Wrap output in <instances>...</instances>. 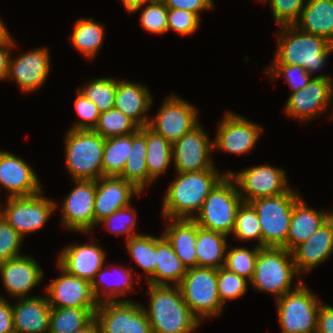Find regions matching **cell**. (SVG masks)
Here are the masks:
<instances>
[{"instance_id":"2","label":"cell","mask_w":333,"mask_h":333,"mask_svg":"<svg viewBox=\"0 0 333 333\" xmlns=\"http://www.w3.org/2000/svg\"><path fill=\"white\" fill-rule=\"evenodd\" d=\"M146 312L152 333H195L201 324L184 302L178 286L147 284ZM196 330V331H195Z\"/></svg>"},{"instance_id":"42","label":"cell","mask_w":333,"mask_h":333,"mask_svg":"<svg viewBox=\"0 0 333 333\" xmlns=\"http://www.w3.org/2000/svg\"><path fill=\"white\" fill-rule=\"evenodd\" d=\"M235 239L249 241L256 239V246L262 248V232L257 212L250 203L243 202L236 214L232 232Z\"/></svg>"},{"instance_id":"19","label":"cell","mask_w":333,"mask_h":333,"mask_svg":"<svg viewBox=\"0 0 333 333\" xmlns=\"http://www.w3.org/2000/svg\"><path fill=\"white\" fill-rule=\"evenodd\" d=\"M46 47L10 57L6 80L11 79L24 93L35 92L45 84L51 68V56Z\"/></svg>"},{"instance_id":"51","label":"cell","mask_w":333,"mask_h":333,"mask_svg":"<svg viewBox=\"0 0 333 333\" xmlns=\"http://www.w3.org/2000/svg\"><path fill=\"white\" fill-rule=\"evenodd\" d=\"M168 9H182L197 14L215 9L214 0H163Z\"/></svg>"},{"instance_id":"6","label":"cell","mask_w":333,"mask_h":333,"mask_svg":"<svg viewBox=\"0 0 333 333\" xmlns=\"http://www.w3.org/2000/svg\"><path fill=\"white\" fill-rule=\"evenodd\" d=\"M242 200L235 180L226 174L210 191L194 221L200 228L230 236Z\"/></svg>"},{"instance_id":"11","label":"cell","mask_w":333,"mask_h":333,"mask_svg":"<svg viewBox=\"0 0 333 333\" xmlns=\"http://www.w3.org/2000/svg\"><path fill=\"white\" fill-rule=\"evenodd\" d=\"M172 93L166 96L160 108L150 118L148 126L171 144L181 139L200 122L195 105Z\"/></svg>"},{"instance_id":"36","label":"cell","mask_w":333,"mask_h":333,"mask_svg":"<svg viewBox=\"0 0 333 333\" xmlns=\"http://www.w3.org/2000/svg\"><path fill=\"white\" fill-rule=\"evenodd\" d=\"M97 308H51L49 333H74L95 319Z\"/></svg>"},{"instance_id":"20","label":"cell","mask_w":333,"mask_h":333,"mask_svg":"<svg viewBox=\"0 0 333 333\" xmlns=\"http://www.w3.org/2000/svg\"><path fill=\"white\" fill-rule=\"evenodd\" d=\"M0 276L4 289L11 298L29 296L44 279L40 264L30 255H21L0 264Z\"/></svg>"},{"instance_id":"29","label":"cell","mask_w":333,"mask_h":333,"mask_svg":"<svg viewBox=\"0 0 333 333\" xmlns=\"http://www.w3.org/2000/svg\"><path fill=\"white\" fill-rule=\"evenodd\" d=\"M162 235L167 239L175 254L188 268L197 267L196 236L197 223L193 219H168ZM169 222V223H168Z\"/></svg>"},{"instance_id":"4","label":"cell","mask_w":333,"mask_h":333,"mask_svg":"<svg viewBox=\"0 0 333 333\" xmlns=\"http://www.w3.org/2000/svg\"><path fill=\"white\" fill-rule=\"evenodd\" d=\"M294 276L295 279L301 277L291 251L285 248L262 247L259 249L250 285L257 291L271 293L277 300L303 283L301 279H298L293 287Z\"/></svg>"},{"instance_id":"47","label":"cell","mask_w":333,"mask_h":333,"mask_svg":"<svg viewBox=\"0 0 333 333\" xmlns=\"http://www.w3.org/2000/svg\"><path fill=\"white\" fill-rule=\"evenodd\" d=\"M269 2L270 9L276 25H294L301 16L306 0H262Z\"/></svg>"},{"instance_id":"56","label":"cell","mask_w":333,"mask_h":333,"mask_svg":"<svg viewBox=\"0 0 333 333\" xmlns=\"http://www.w3.org/2000/svg\"><path fill=\"white\" fill-rule=\"evenodd\" d=\"M74 333H100L99 332V327L94 319L87 327L83 328L80 331L74 332Z\"/></svg>"},{"instance_id":"14","label":"cell","mask_w":333,"mask_h":333,"mask_svg":"<svg viewBox=\"0 0 333 333\" xmlns=\"http://www.w3.org/2000/svg\"><path fill=\"white\" fill-rule=\"evenodd\" d=\"M139 301L99 302L95 320L100 333H152L143 305Z\"/></svg>"},{"instance_id":"18","label":"cell","mask_w":333,"mask_h":333,"mask_svg":"<svg viewBox=\"0 0 333 333\" xmlns=\"http://www.w3.org/2000/svg\"><path fill=\"white\" fill-rule=\"evenodd\" d=\"M60 276L45 287L51 308H98L91 283L64 270L57 262Z\"/></svg>"},{"instance_id":"25","label":"cell","mask_w":333,"mask_h":333,"mask_svg":"<svg viewBox=\"0 0 333 333\" xmlns=\"http://www.w3.org/2000/svg\"><path fill=\"white\" fill-rule=\"evenodd\" d=\"M132 270H134L132 267L126 268L119 264L115 266L114 264L104 265L91 282L95 298L99 302L130 301V299H121L120 296L135 293L133 284L139 283V281L135 278L136 275L133 274Z\"/></svg>"},{"instance_id":"50","label":"cell","mask_w":333,"mask_h":333,"mask_svg":"<svg viewBox=\"0 0 333 333\" xmlns=\"http://www.w3.org/2000/svg\"><path fill=\"white\" fill-rule=\"evenodd\" d=\"M200 20V17L195 13L182 9H168V31L172 30L181 36L197 32Z\"/></svg>"},{"instance_id":"48","label":"cell","mask_w":333,"mask_h":333,"mask_svg":"<svg viewBox=\"0 0 333 333\" xmlns=\"http://www.w3.org/2000/svg\"><path fill=\"white\" fill-rule=\"evenodd\" d=\"M24 238L0 214V264L19 257Z\"/></svg>"},{"instance_id":"30","label":"cell","mask_w":333,"mask_h":333,"mask_svg":"<svg viewBox=\"0 0 333 333\" xmlns=\"http://www.w3.org/2000/svg\"><path fill=\"white\" fill-rule=\"evenodd\" d=\"M294 25L333 45V0H307L300 19Z\"/></svg>"},{"instance_id":"27","label":"cell","mask_w":333,"mask_h":333,"mask_svg":"<svg viewBox=\"0 0 333 333\" xmlns=\"http://www.w3.org/2000/svg\"><path fill=\"white\" fill-rule=\"evenodd\" d=\"M50 313L46 294L17 298L12 305L15 333H49Z\"/></svg>"},{"instance_id":"35","label":"cell","mask_w":333,"mask_h":333,"mask_svg":"<svg viewBox=\"0 0 333 333\" xmlns=\"http://www.w3.org/2000/svg\"><path fill=\"white\" fill-rule=\"evenodd\" d=\"M104 25L94 21L92 17L81 18L75 22L70 43L85 58L91 60L98 55L105 38Z\"/></svg>"},{"instance_id":"53","label":"cell","mask_w":333,"mask_h":333,"mask_svg":"<svg viewBox=\"0 0 333 333\" xmlns=\"http://www.w3.org/2000/svg\"><path fill=\"white\" fill-rule=\"evenodd\" d=\"M0 333H15L13 325L12 303L0 295Z\"/></svg>"},{"instance_id":"39","label":"cell","mask_w":333,"mask_h":333,"mask_svg":"<svg viewBox=\"0 0 333 333\" xmlns=\"http://www.w3.org/2000/svg\"><path fill=\"white\" fill-rule=\"evenodd\" d=\"M117 78L104 77L86 81V85L77 91L95 103L100 113L114 108Z\"/></svg>"},{"instance_id":"1","label":"cell","mask_w":333,"mask_h":333,"mask_svg":"<svg viewBox=\"0 0 333 333\" xmlns=\"http://www.w3.org/2000/svg\"><path fill=\"white\" fill-rule=\"evenodd\" d=\"M227 174L218 168L176 173L166 188L161 215L168 219H194L210 191ZM195 214V215H194Z\"/></svg>"},{"instance_id":"44","label":"cell","mask_w":333,"mask_h":333,"mask_svg":"<svg viewBox=\"0 0 333 333\" xmlns=\"http://www.w3.org/2000/svg\"><path fill=\"white\" fill-rule=\"evenodd\" d=\"M144 5V6H143ZM143 10L140 13L139 22L141 27L148 33L165 34L168 33V8L163 1L144 2Z\"/></svg>"},{"instance_id":"21","label":"cell","mask_w":333,"mask_h":333,"mask_svg":"<svg viewBox=\"0 0 333 333\" xmlns=\"http://www.w3.org/2000/svg\"><path fill=\"white\" fill-rule=\"evenodd\" d=\"M40 179L25 160L6 150H0V186L7 197L32 196L43 191Z\"/></svg>"},{"instance_id":"57","label":"cell","mask_w":333,"mask_h":333,"mask_svg":"<svg viewBox=\"0 0 333 333\" xmlns=\"http://www.w3.org/2000/svg\"><path fill=\"white\" fill-rule=\"evenodd\" d=\"M7 27L3 20L0 18V37L7 31Z\"/></svg>"},{"instance_id":"7","label":"cell","mask_w":333,"mask_h":333,"mask_svg":"<svg viewBox=\"0 0 333 333\" xmlns=\"http://www.w3.org/2000/svg\"><path fill=\"white\" fill-rule=\"evenodd\" d=\"M300 196L297 190L290 188L281 195L249 202L260 222L262 247L282 248L285 245L294 204Z\"/></svg>"},{"instance_id":"9","label":"cell","mask_w":333,"mask_h":333,"mask_svg":"<svg viewBox=\"0 0 333 333\" xmlns=\"http://www.w3.org/2000/svg\"><path fill=\"white\" fill-rule=\"evenodd\" d=\"M275 302L281 333H316L322 301L304 282Z\"/></svg>"},{"instance_id":"26","label":"cell","mask_w":333,"mask_h":333,"mask_svg":"<svg viewBox=\"0 0 333 333\" xmlns=\"http://www.w3.org/2000/svg\"><path fill=\"white\" fill-rule=\"evenodd\" d=\"M153 96L148 87L141 83L117 80L114 108L134 121L140 128L148 125V112L153 104Z\"/></svg>"},{"instance_id":"37","label":"cell","mask_w":333,"mask_h":333,"mask_svg":"<svg viewBox=\"0 0 333 333\" xmlns=\"http://www.w3.org/2000/svg\"><path fill=\"white\" fill-rule=\"evenodd\" d=\"M126 242V249L133 261L145 272L147 284L154 285L156 269V236L139 234L130 237Z\"/></svg>"},{"instance_id":"46","label":"cell","mask_w":333,"mask_h":333,"mask_svg":"<svg viewBox=\"0 0 333 333\" xmlns=\"http://www.w3.org/2000/svg\"><path fill=\"white\" fill-rule=\"evenodd\" d=\"M248 283L250 281L224 267L217 269L218 293L224 306L226 301L242 297L248 290Z\"/></svg>"},{"instance_id":"17","label":"cell","mask_w":333,"mask_h":333,"mask_svg":"<svg viewBox=\"0 0 333 333\" xmlns=\"http://www.w3.org/2000/svg\"><path fill=\"white\" fill-rule=\"evenodd\" d=\"M213 141L199 123L172 144L173 165L176 173L198 172L216 168L211 158Z\"/></svg>"},{"instance_id":"3","label":"cell","mask_w":333,"mask_h":333,"mask_svg":"<svg viewBox=\"0 0 333 333\" xmlns=\"http://www.w3.org/2000/svg\"><path fill=\"white\" fill-rule=\"evenodd\" d=\"M272 64L299 65L311 76L322 71L333 45L326 39L301 31L295 25L279 26Z\"/></svg>"},{"instance_id":"23","label":"cell","mask_w":333,"mask_h":333,"mask_svg":"<svg viewBox=\"0 0 333 333\" xmlns=\"http://www.w3.org/2000/svg\"><path fill=\"white\" fill-rule=\"evenodd\" d=\"M93 243L71 244L61 249L57 263L68 273L92 282L96 273L105 265L107 256L103 247Z\"/></svg>"},{"instance_id":"40","label":"cell","mask_w":333,"mask_h":333,"mask_svg":"<svg viewBox=\"0 0 333 333\" xmlns=\"http://www.w3.org/2000/svg\"><path fill=\"white\" fill-rule=\"evenodd\" d=\"M139 128L134 121L122 114L118 109L112 108L100 113L97 125L93 131L107 139L135 133Z\"/></svg>"},{"instance_id":"31","label":"cell","mask_w":333,"mask_h":333,"mask_svg":"<svg viewBox=\"0 0 333 333\" xmlns=\"http://www.w3.org/2000/svg\"><path fill=\"white\" fill-rule=\"evenodd\" d=\"M156 262L154 285L178 286L181 283L187 267L162 234L156 237Z\"/></svg>"},{"instance_id":"34","label":"cell","mask_w":333,"mask_h":333,"mask_svg":"<svg viewBox=\"0 0 333 333\" xmlns=\"http://www.w3.org/2000/svg\"><path fill=\"white\" fill-rule=\"evenodd\" d=\"M146 146V166L151 186L171 166L172 144L146 125Z\"/></svg>"},{"instance_id":"16","label":"cell","mask_w":333,"mask_h":333,"mask_svg":"<svg viewBox=\"0 0 333 333\" xmlns=\"http://www.w3.org/2000/svg\"><path fill=\"white\" fill-rule=\"evenodd\" d=\"M74 188L61 203L63 228L81 234H90L95 227L94 201L96 180H73Z\"/></svg>"},{"instance_id":"49","label":"cell","mask_w":333,"mask_h":333,"mask_svg":"<svg viewBox=\"0 0 333 333\" xmlns=\"http://www.w3.org/2000/svg\"><path fill=\"white\" fill-rule=\"evenodd\" d=\"M74 107L80 119L68 129L74 130H93L97 125L100 111L88 98L78 91L74 100Z\"/></svg>"},{"instance_id":"54","label":"cell","mask_w":333,"mask_h":333,"mask_svg":"<svg viewBox=\"0 0 333 333\" xmlns=\"http://www.w3.org/2000/svg\"><path fill=\"white\" fill-rule=\"evenodd\" d=\"M316 333H333V307L329 304L320 305Z\"/></svg>"},{"instance_id":"33","label":"cell","mask_w":333,"mask_h":333,"mask_svg":"<svg viewBox=\"0 0 333 333\" xmlns=\"http://www.w3.org/2000/svg\"><path fill=\"white\" fill-rule=\"evenodd\" d=\"M225 234L200 228L197 224V267L219 269L224 266L228 246Z\"/></svg>"},{"instance_id":"22","label":"cell","mask_w":333,"mask_h":333,"mask_svg":"<svg viewBox=\"0 0 333 333\" xmlns=\"http://www.w3.org/2000/svg\"><path fill=\"white\" fill-rule=\"evenodd\" d=\"M144 192L133 183L119 176H103L96 181V195L94 201L95 226L120 208L131 204L134 196Z\"/></svg>"},{"instance_id":"58","label":"cell","mask_w":333,"mask_h":333,"mask_svg":"<svg viewBox=\"0 0 333 333\" xmlns=\"http://www.w3.org/2000/svg\"><path fill=\"white\" fill-rule=\"evenodd\" d=\"M163 0H144V2H161Z\"/></svg>"},{"instance_id":"52","label":"cell","mask_w":333,"mask_h":333,"mask_svg":"<svg viewBox=\"0 0 333 333\" xmlns=\"http://www.w3.org/2000/svg\"><path fill=\"white\" fill-rule=\"evenodd\" d=\"M13 36H11L9 30H7L0 37V80H6L9 70V60L13 53L11 50L15 48Z\"/></svg>"},{"instance_id":"8","label":"cell","mask_w":333,"mask_h":333,"mask_svg":"<svg viewBox=\"0 0 333 333\" xmlns=\"http://www.w3.org/2000/svg\"><path fill=\"white\" fill-rule=\"evenodd\" d=\"M178 287L184 302L200 322L221 316L225 306L218 293L217 269L188 268Z\"/></svg>"},{"instance_id":"45","label":"cell","mask_w":333,"mask_h":333,"mask_svg":"<svg viewBox=\"0 0 333 333\" xmlns=\"http://www.w3.org/2000/svg\"><path fill=\"white\" fill-rule=\"evenodd\" d=\"M263 71L272 82L280 78L279 76L285 77L291 93L304 88L314 78L299 65L270 64Z\"/></svg>"},{"instance_id":"32","label":"cell","mask_w":333,"mask_h":333,"mask_svg":"<svg viewBox=\"0 0 333 333\" xmlns=\"http://www.w3.org/2000/svg\"><path fill=\"white\" fill-rule=\"evenodd\" d=\"M146 151V126H143L137 132L131 134L130 154L119 176L133 183L142 192L149 186Z\"/></svg>"},{"instance_id":"5","label":"cell","mask_w":333,"mask_h":333,"mask_svg":"<svg viewBox=\"0 0 333 333\" xmlns=\"http://www.w3.org/2000/svg\"><path fill=\"white\" fill-rule=\"evenodd\" d=\"M65 168L73 180L103 177L105 138L93 130L68 129L65 135Z\"/></svg>"},{"instance_id":"59","label":"cell","mask_w":333,"mask_h":333,"mask_svg":"<svg viewBox=\"0 0 333 333\" xmlns=\"http://www.w3.org/2000/svg\"><path fill=\"white\" fill-rule=\"evenodd\" d=\"M332 105H333V104H332ZM332 108H333V107H332ZM330 115H331V116H330L331 118H328L329 120H330V119H333V109H332V113H331Z\"/></svg>"},{"instance_id":"43","label":"cell","mask_w":333,"mask_h":333,"mask_svg":"<svg viewBox=\"0 0 333 333\" xmlns=\"http://www.w3.org/2000/svg\"><path fill=\"white\" fill-rule=\"evenodd\" d=\"M136 220L137 212L130 204L126 207L120 208L110 216L105 217L97 223V226L101 224V226L103 228L105 227L108 232L115 235L125 234V241H127L130 237L142 234L135 232L137 226Z\"/></svg>"},{"instance_id":"24","label":"cell","mask_w":333,"mask_h":333,"mask_svg":"<svg viewBox=\"0 0 333 333\" xmlns=\"http://www.w3.org/2000/svg\"><path fill=\"white\" fill-rule=\"evenodd\" d=\"M293 261L300 275L325 262L333 253V215L308 240L292 251Z\"/></svg>"},{"instance_id":"10","label":"cell","mask_w":333,"mask_h":333,"mask_svg":"<svg viewBox=\"0 0 333 333\" xmlns=\"http://www.w3.org/2000/svg\"><path fill=\"white\" fill-rule=\"evenodd\" d=\"M42 194L43 191L32 196L6 197L4 207L0 203V214L23 238L42 229L55 215L59 204Z\"/></svg>"},{"instance_id":"12","label":"cell","mask_w":333,"mask_h":333,"mask_svg":"<svg viewBox=\"0 0 333 333\" xmlns=\"http://www.w3.org/2000/svg\"><path fill=\"white\" fill-rule=\"evenodd\" d=\"M333 78L317 75L304 87L290 94L285 103V113L300 123L320 117L332 107Z\"/></svg>"},{"instance_id":"28","label":"cell","mask_w":333,"mask_h":333,"mask_svg":"<svg viewBox=\"0 0 333 333\" xmlns=\"http://www.w3.org/2000/svg\"><path fill=\"white\" fill-rule=\"evenodd\" d=\"M333 215V210H315L300 196L294 204L286 237L282 248L292 251L296 246L305 242L316 230Z\"/></svg>"},{"instance_id":"15","label":"cell","mask_w":333,"mask_h":333,"mask_svg":"<svg viewBox=\"0 0 333 333\" xmlns=\"http://www.w3.org/2000/svg\"><path fill=\"white\" fill-rule=\"evenodd\" d=\"M217 127L213 139L214 151L219 149L237 156L251 152L263 134L259 124L231 111L225 112Z\"/></svg>"},{"instance_id":"38","label":"cell","mask_w":333,"mask_h":333,"mask_svg":"<svg viewBox=\"0 0 333 333\" xmlns=\"http://www.w3.org/2000/svg\"><path fill=\"white\" fill-rule=\"evenodd\" d=\"M131 149V134L105 139L103 176H120Z\"/></svg>"},{"instance_id":"13","label":"cell","mask_w":333,"mask_h":333,"mask_svg":"<svg viewBox=\"0 0 333 333\" xmlns=\"http://www.w3.org/2000/svg\"><path fill=\"white\" fill-rule=\"evenodd\" d=\"M227 174L235 180L240 196L246 203L261 197L278 196L291 188L285 170L267 163L237 173L227 171Z\"/></svg>"},{"instance_id":"41","label":"cell","mask_w":333,"mask_h":333,"mask_svg":"<svg viewBox=\"0 0 333 333\" xmlns=\"http://www.w3.org/2000/svg\"><path fill=\"white\" fill-rule=\"evenodd\" d=\"M229 245L226 249L223 267L251 281L260 247L254 245L252 249H249L244 246L231 247Z\"/></svg>"},{"instance_id":"55","label":"cell","mask_w":333,"mask_h":333,"mask_svg":"<svg viewBox=\"0 0 333 333\" xmlns=\"http://www.w3.org/2000/svg\"><path fill=\"white\" fill-rule=\"evenodd\" d=\"M125 10L128 13L135 14L137 11L139 12L142 9V4L144 0H120Z\"/></svg>"}]
</instances>
